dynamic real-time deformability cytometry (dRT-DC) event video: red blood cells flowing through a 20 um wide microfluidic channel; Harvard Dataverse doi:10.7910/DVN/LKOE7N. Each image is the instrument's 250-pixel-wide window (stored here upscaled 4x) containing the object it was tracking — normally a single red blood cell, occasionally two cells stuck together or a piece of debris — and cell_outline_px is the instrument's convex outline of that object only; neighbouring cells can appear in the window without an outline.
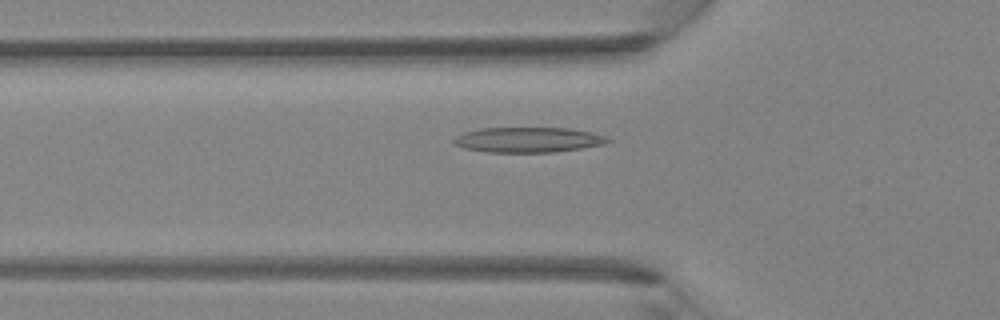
{"species": "Egyptian fruit bat (a non-hibernating species)", "species_latin": "Rousettus aegyptiacus", "temperature_condition": "room temperature", "stored_images_in_passage": 33, "segment_of_instrument_passage": [1, 2], "camera_frame_rate_fps": 3000, "um_per_image_px": 0.085, "animal": {"sex": "female"}, "frame": {"image": 1, "passage_image": 4, "time_ms": 1.0, "image_size_px": [1000, 320], "cell_outline_px": [[612, 140], [604, 144], [580, 148], [552, 152], [488, 152], [464, 148], [452, 144], [452, 140], [456, 136], [464, 132], [480, 128], [568, 128], [592, 132], [604, 136]], "centroid_in_image_um": [44.85, 11.88], "position_along_channel_um": 81.0, "area_um2": 22.54}}
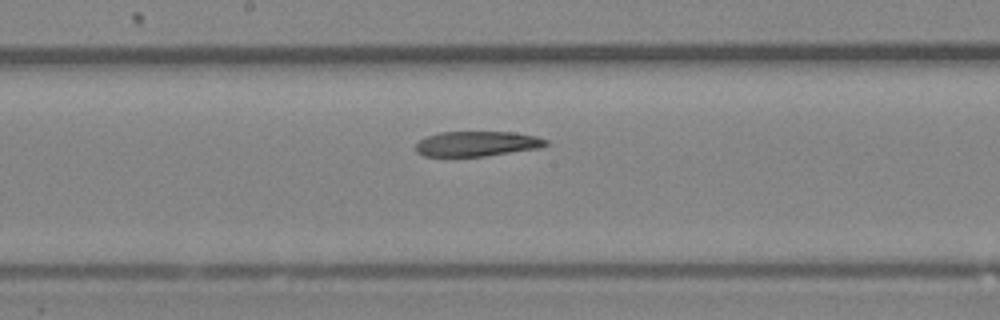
{"frame": {"image": 2, "passage_image": 12, "time_ms": 3.667, "image_size_px": [1000, 320], "cell_outline_px": [[548, 144], [540, 148], [484, 156], [424, 156], [416, 152], [416, 144], [420, 140], [428, 136], [440, 132], [512, 132], [536, 136], [548, 140]], "centroid_in_image_um": [40.55, 12.22], "position_along_channel_um": 207.6, "area_um2": 18.9}}
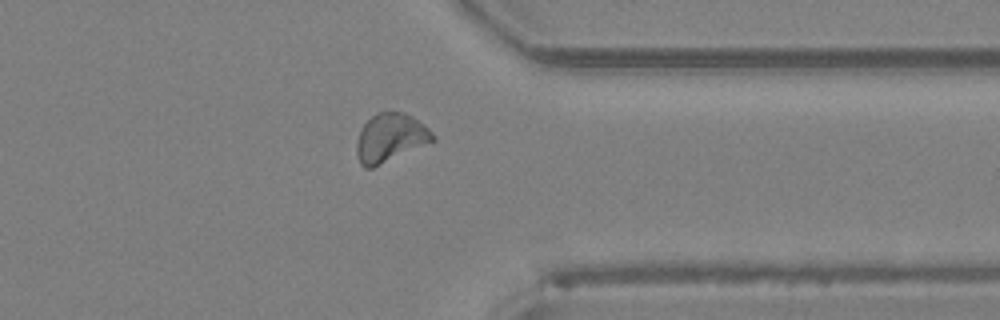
{"frame": {"image": 3, "passage_image": 23, "time_ms": 7.333, "image_size_px": [1000, 320], "cell_outline_px": [[436, 140], [372, 168], [364, 168], [360, 164], [356, 156], [356, 144], [360, 132], [364, 124], [376, 112], [404, 112], [412, 116], [424, 124], [436, 136]], "centroid_in_image_um": [33.18, 11.72], "position_along_channel_um": 378.2, "area_um2": 21.5}}